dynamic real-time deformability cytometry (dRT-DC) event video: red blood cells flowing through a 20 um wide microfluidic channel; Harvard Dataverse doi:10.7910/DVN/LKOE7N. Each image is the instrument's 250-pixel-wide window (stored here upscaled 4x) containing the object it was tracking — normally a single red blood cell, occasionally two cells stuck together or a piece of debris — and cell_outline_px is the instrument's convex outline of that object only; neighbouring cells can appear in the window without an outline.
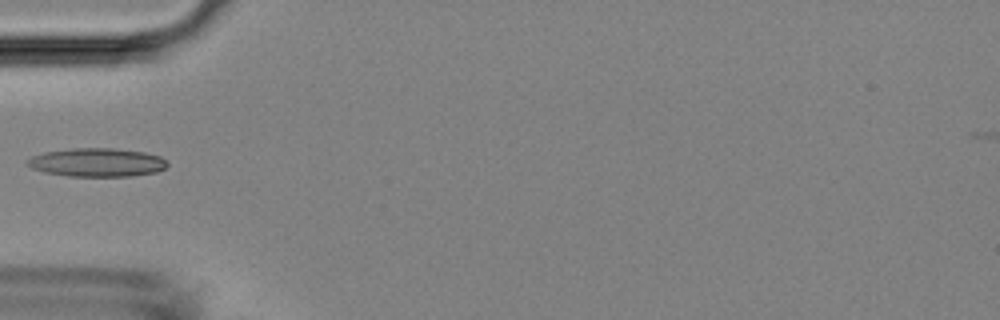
{"species": "Egyptian fruit bat (a non-hibernating species)", "species_latin": "Rousettus aegyptiacus", "temperature_condition": "room temperature", "stored_images_in_passage": 5, "camera_frame_rate_fps": 3000, "um_per_image_px": 0.085, "animal": {"sex": "female"}, "frame": {"image": 1, "passage_image": 5, "time_ms": 4.667, "image_size_px": [1000, 320], "cell_outline_px": [[168, 164], [164, 168], [156, 172], [132, 176], [68, 176], [44, 172], [32, 168], [24, 164], [24, 160], [32, 156], [44, 152], [72, 148], [112, 148], [144, 152], [160, 156], [168, 160]], "centroid_in_image_um": [8.22, 13.8], "position_along_channel_um": 76.8, "area_um2": 23.47}}